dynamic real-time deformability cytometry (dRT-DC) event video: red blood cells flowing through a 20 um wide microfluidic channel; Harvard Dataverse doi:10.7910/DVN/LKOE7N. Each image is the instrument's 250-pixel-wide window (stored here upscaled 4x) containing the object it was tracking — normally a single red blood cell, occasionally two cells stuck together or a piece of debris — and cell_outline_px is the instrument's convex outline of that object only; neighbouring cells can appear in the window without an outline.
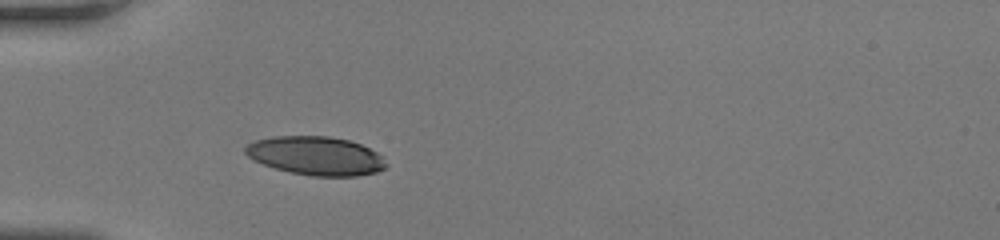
{"species": "human", "species_latin": "Homo sapiens", "temperature_condition": "room temperature", "stored_images_in_passage": 30, "camera_frame_rate_fps": 3000, "um_per_image_px": 0.085, "donor": {"sex": "female"}, "frame": {"image": 1, "passage_image": 1, "time_ms": 0.0, "image_size_px": [1000, 240], "cell_outline_px": [[388, 164], [384, 168], [376, 172], [356, 176], [312, 176], [292, 172], [276, 168], [264, 164], [248, 156], [244, 152], [244, 148], [248, 144], [256, 140], [272, 136], [328, 136], [348, 140], [360, 144], [376, 152]], "centroid_in_image_um": [26.84, 13.24], "position_along_channel_um": 58.2, "area_um2": 31.39}}
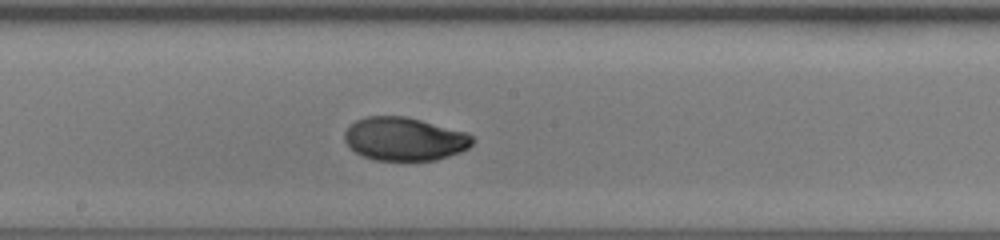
{"frame": {"image": 2, "passage_image": 13, "time_ms": 4.0, "image_size_px": [1000, 240], "cell_outline_px": [[476, 140], [468, 148], [460, 152], [436, 160], [376, 160], [364, 156], [348, 148], [344, 140], [344, 132], [356, 120], [368, 116], [404, 116], [468, 132]], "centroid_in_image_um": [34.39, 11.81], "position_along_channel_um": 213.8, "area_um2": 32.31}}
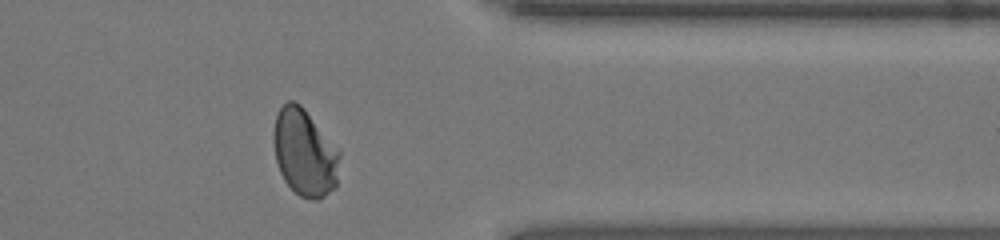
{"frame": {"image": 3, "passage_image": 26, "time_ms": 8.333, "image_size_px": [1000, 240], "cell_outline_px": [[340, 156], [336, 188], [324, 196], [316, 200], [308, 200], [300, 196], [284, 180], [280, 172], [276, 160], [272, 140], [272, 136], [276, 116], [280, 108], [288, 100], [292, 100], [300, 104], [304, 108], [340, 148]], "centroid_in_image_um": [25.91, 12.97], "position_along_channel_um": 385.5, "area_um2": 33.99}, "authors_computed_cell_mechanics": {"area_um2": 32.2235, "velocity_mm_per_s": 4.1742, "shape_relaxation_time_tau1_ms": 8.3229, "shape_relaxation_time_tau2_ms": null, "deformation_change_tau1": 0.2664, "deformation_change_tau2": null}}